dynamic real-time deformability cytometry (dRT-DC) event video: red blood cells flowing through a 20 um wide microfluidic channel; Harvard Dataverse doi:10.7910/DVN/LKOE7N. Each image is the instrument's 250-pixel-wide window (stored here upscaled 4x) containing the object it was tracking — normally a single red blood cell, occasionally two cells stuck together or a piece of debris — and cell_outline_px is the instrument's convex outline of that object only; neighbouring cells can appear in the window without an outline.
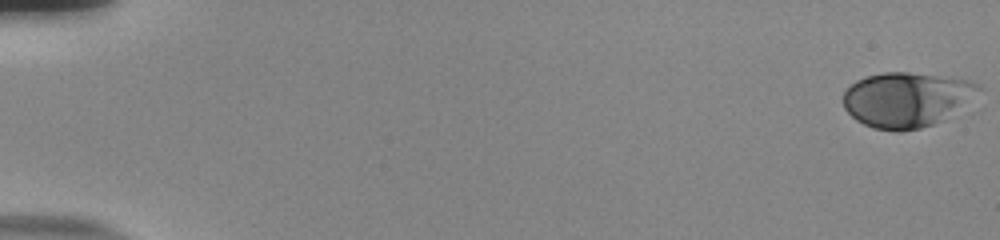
{"species": "human", "species_latin": "Homo sapiens", "temperature_condition": "room temperature", "stored_images_in_passage": 55, "camera_frame_rate_fps": 3000, "um_per_image_px": 0.085, "donor": {"sex": "male"}, "frame": {"image": 1, "passage_image": 1, "time_ms": 0.0, "image_size_px": [1000, 240], "cell_outline_px": [[984, 88], [932, 124], [920, 128], [900, 132], [896, 132], [872, 128], [856, 120], [844, 108], [844, 92], [856, 80], [864, 76], [884, 72], [908, 72], [968, 80]], "centroid_in_image_um": [76.95, 8.45], "position_along_channel_um": 8.1, "area_um2": 42.31}}
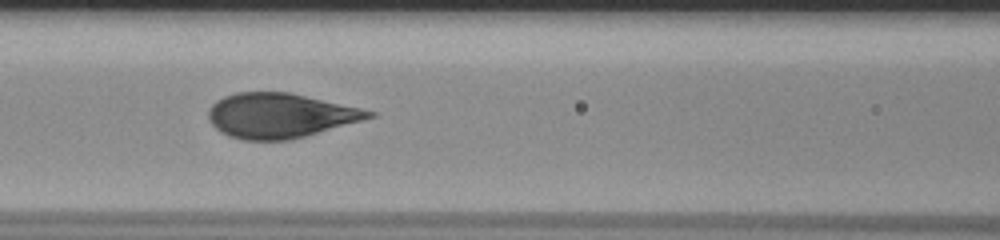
{"frame": {"image": 2, "passage_image": 26, "time_ms": 8.333, "image_size_px": [1000, 240], "cell_outline_px": [[376, 116], [304, 136], [288, 140], [244, 140], [228, 136], [220, 132], [208, 120], [208, 108], [216, 100], [224, 96], [236, 92], [288, 92], [360, 108], [376, 112]], "centroid_in_image_um": [23.73, 9.82], "position_along_channel_um": 142.9, "area_um2": 41.5}}
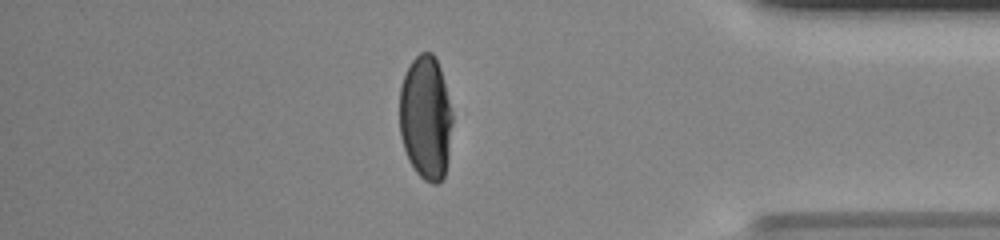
{"frame": {"image": 3, "passage_image": 48, "time_ms": 15.667, "image_size_px": [1000, 240], "cell_outline_px": [[452, 120], [448, 156], [444, 176], [436, 184], [432, 184], [424, 180], [416, 172], [408, 160], [400, 136], [400, 88], [404, 76], [412, 60], [420, 52], [432, 52], [436, 56], [440, 68], [452, 116]], "centroid_in_image_um": [36.17, 10.01], "position_along_channel_um": 399.0, "area_um2": 37.97}, "authors_computed_cell_mechanics": {"area_um2": 42.0206, "velocity_mm_per_s": 3.8152, "shape_relaxation_time_tau1_ms": 3.8025, "shape_relaxation_time_tau2_ms": null, "deformation_change_tau1": 0.198, "deformation_change_tau2": null}}